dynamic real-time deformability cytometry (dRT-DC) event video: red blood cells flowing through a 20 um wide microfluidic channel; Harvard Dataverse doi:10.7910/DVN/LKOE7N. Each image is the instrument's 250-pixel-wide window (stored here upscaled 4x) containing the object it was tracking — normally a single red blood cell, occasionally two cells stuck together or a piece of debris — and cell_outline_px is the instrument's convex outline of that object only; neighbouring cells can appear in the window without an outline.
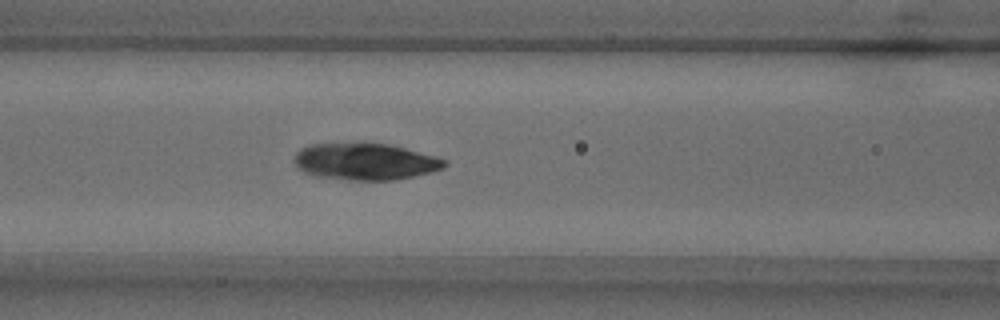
{"species": "common noctule bat (a hibernating species)", "species_latin": "Nyctalus noctula", "temperature_condition": "warm", "stored_images_in_passage": 31, "camera_frame_rate_fps": 3000, "um_per_image_px": 0.085, "animal": {"sex": "male", "body_mass_g": 18.8}, "frame": {"image": 1, "passage_image": 11, "time_ms": 3.333, "image_size_px": [1000, 320], "cell_outline_px": [[448, 164], [444, 168], [432, 172], [396, 180], [348, 180], [312, 176], [296, 168], [292, 160], [296, 152], [300, 148], [308, 144], [388, 144], [404, 148], [448, 160]], "centroid_in_image_um": [31.0, 13.76], "position_along_channel_um": 135.6, "area_um2": 32.31}}
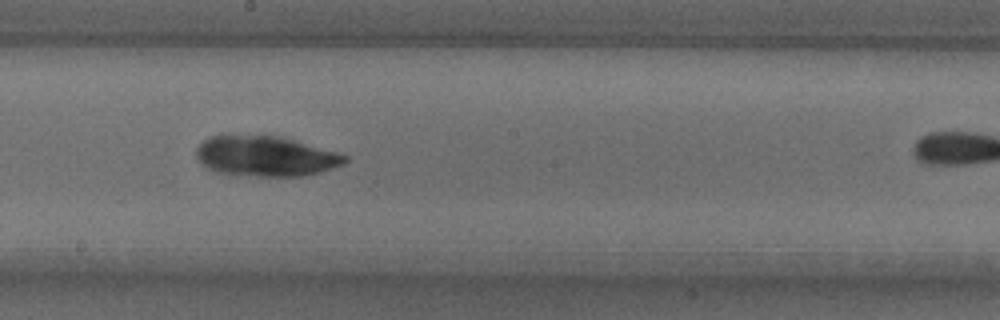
{"frame": {"image": 2, "passage_image": 18, "time_ms": 5.667, "image_size_px": [1000, 320], "cell_outline_px": [[348, 160], [344, 164], [320, 172], [300, 176], [256, 176], [216, 172], [204, 168], [200, 164], [196, 156], [196, 148], [204, 140], [212, 136], [280, 136], [336, 152], [348, 156]], "centroid_in_image_um": [22.55, 13.29], "position_along_channel_um": 225.6, "area_um2": 34.62}}
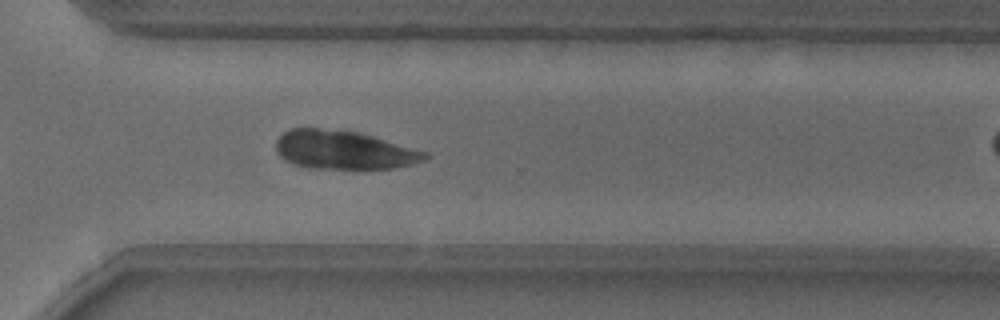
{"frame": {"image": 3, "passage_image": 27, "time_ms": 8.667, "image_size_px": [1000, 320], "cell_outline_px": [[432, 156], [424, 160], [412, 164], [396, 168], [308, 168], [292, 164], [284, 160], [276, 152], [276, 140], [284, 132], [292, 128], [320, 128], [356, 132], [372, 136], [428, 152]], "centroid_in_image_um": [29.21, 12.75], "position_along_channel_um": 341.4, "area_um2": 33.47}}